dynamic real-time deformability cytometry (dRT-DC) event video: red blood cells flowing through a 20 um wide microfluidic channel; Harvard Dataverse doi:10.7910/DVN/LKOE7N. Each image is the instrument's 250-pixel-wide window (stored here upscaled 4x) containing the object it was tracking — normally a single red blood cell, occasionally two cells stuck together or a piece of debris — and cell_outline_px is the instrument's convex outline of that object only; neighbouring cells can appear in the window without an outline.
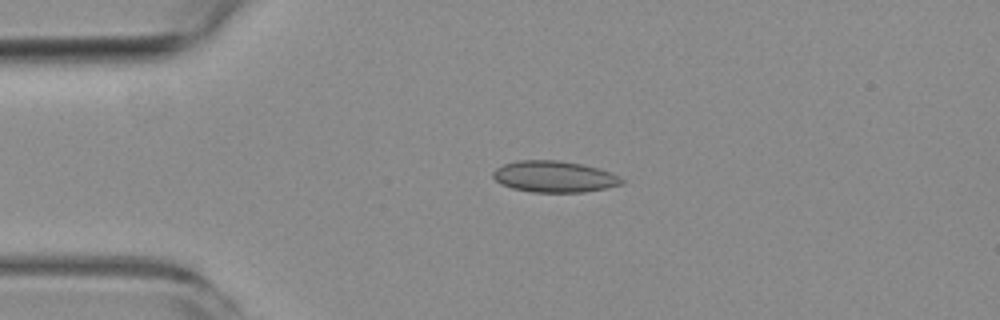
{"species": "common noctule bat (a hibernating species)", "species_latin": "Nyctalus noctula", "temperature_condition": "room temperature", "stored_images_in_passage": 5, "camera_frame_rate_fps": 3000, "um_per_image_px": 0.085, "animal": {"sex": "female", "body_mass_g": 19.3, "forearm_length_mm": 54.1}, "frame": {"image": 1, "passage_image": 4, "time_ms": 3.333, "image_size_px": [1000, 320], "cell_outline_px": [[624, 184], [608, 188], [584, 192], [532, 192], [512, 188], [500, 184], [492, 176], [492, 172], [496, 168], [504, 164], [516, 160], [556, 160], [580, 164], [596, 168], [620, 176], [624, 180]], "centroid_in_image_um": [47.1, 15.02], "position_along_channel_um": 37.9, "area_um2": 23.52}}
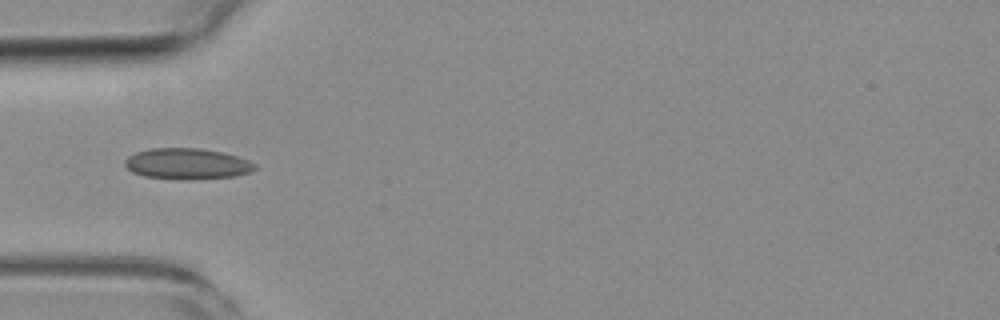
{"frame": {"image": 2, "passage_image": 5, "time_ms": 5.0, "image_size_px": [1000, 320], "cell_outline_px": [[256, 168], [252, 172], [236, 176], [188, 180], [184, 180], [144, 176], [132, 172], [124, 164], [124, 160], [128, 156], [136, 152], [148, 148], [200, 148], [224, 152], [248, 160], [256, 164]], "centroid_in_image_um": [15.91, 13.92], "position_along_channel_um": 69.1, "area_um2": 23.7}}